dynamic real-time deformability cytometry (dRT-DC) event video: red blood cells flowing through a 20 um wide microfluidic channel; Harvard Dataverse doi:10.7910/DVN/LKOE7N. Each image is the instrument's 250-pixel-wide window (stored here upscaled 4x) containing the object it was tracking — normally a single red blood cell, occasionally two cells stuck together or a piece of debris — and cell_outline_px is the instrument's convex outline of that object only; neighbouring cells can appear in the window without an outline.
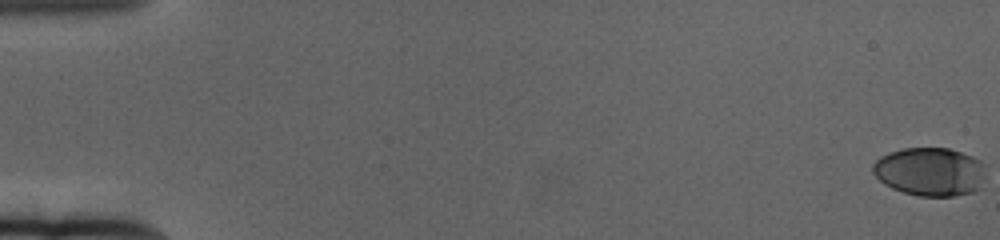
{"species": "human", "species_latin": "Homo sapiens", "temperature_condition": "cold", "stored_images_in_passage": 63, "camera_frame_rate_fps": 3000, "um_per_image_px": 0.085, "donor": {"sex": "female"}, "frame": {"image": 1, "passage_image": 1, "time_ms": 0.0, "image_size_px": [1000, 240], "cell_outline_px": [[984, 164], [976, 188], [972, 192], [952, 196], [920, 196], [904, 192], [892, 188], [884, 184], [872, 172], [872, 164], [880, 156], [888, 152], [904, 148], [948, 148], [972, 156], [980, 160]], "centroid_in_image_um": [78.96, 14.57], "position_along_channel_um": 6.0, "area_um2": 31.39}}
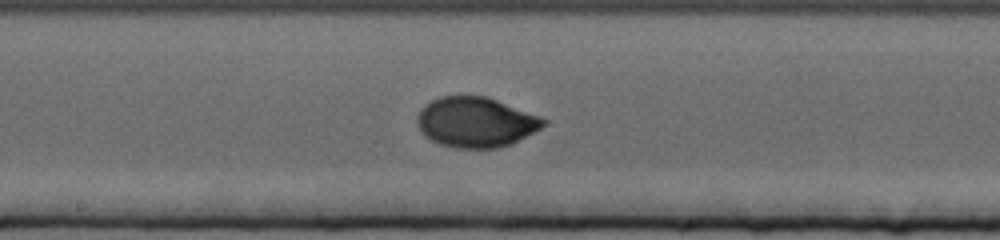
{"frame": {"image": 2, "passage_image": 35, "time_ms": 11.333, "image_size_px": [1000, 240], "cell_outline_px": [[548, 120], [540, 128], [512, 144], [496, 148], [456, 148], [440, 144], [424, 136], [416, 120], [416, 116], [420, 108], [424, 104], [440, 96], [488, 96], [540, 116]], "centroid_in_image_um": [40.42, 10.37], "position_along_channel_um": 207.8, "area_um2": 36.99}}
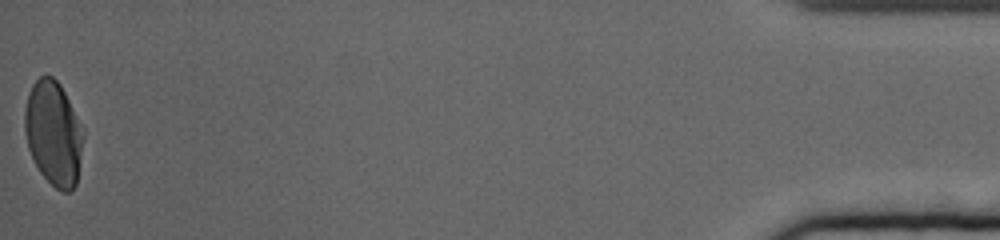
{"frame": {"image": 3, "passage_image": 63, "time_ms": 20.667, "image_size_px": [1000, 240], "cell_outline_px": [[84, 136], [76, 184], [72, 192], [64, 192], [56, 188], [40, 172], [28, 148], [24, 132], [24, 108], [28, 92], [32, 84], [40, 76], [52, 76], [60, 84], [84, 132]], "centroid_in_image_um": [4.53, 11.33], "position_along_channel_um": 430.7, "area_um2": 35.49}, "authors_computed_cell_mechanics": {"area_um2": 35.1424, "velocity_mm_per_s": 3.3407, "shape_relaxation_time_tau1_ms": 4.1287, "shape_relaxation_time_tau2_ms": null, "deformation_change_tau1": 0.1793, "deformation_change_tau2": null}}